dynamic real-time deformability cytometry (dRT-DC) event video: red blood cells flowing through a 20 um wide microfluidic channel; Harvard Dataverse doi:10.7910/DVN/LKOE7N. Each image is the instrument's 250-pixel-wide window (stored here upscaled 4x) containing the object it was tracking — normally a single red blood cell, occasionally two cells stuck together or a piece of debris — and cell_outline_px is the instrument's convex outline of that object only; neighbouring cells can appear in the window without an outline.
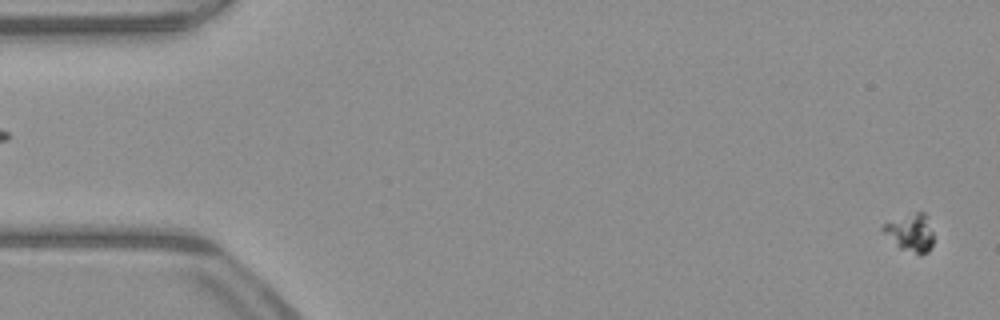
{"species": "common noctule bat (a hibernating species)", "species_latin": "Nyctalus noctula", "temperature_condition": "warm", "stored_images_in_passage": 54, "camera_frame_rate_fps": 3000, "um_per_image_px": 0.085, "animal": {"sex": "male", "body_mass_g": 23.1, "forearm_length_mm": 52.7}, "frame": {"image": 1, "passage_image": 2, "time_ms": 0.333, "image_size_px": [1000, 320], "cell_outline_px": [[932, 244], [928, 252], [920, 256], [900, 248], [880, 228], [884, 224], [916, 212], [924, 212], [928, 216], [932, 232]], "centroid_in_image_um": [77.43, 19.8], "position_along_channel_um": 7.6, "area_um2": 10.81}}
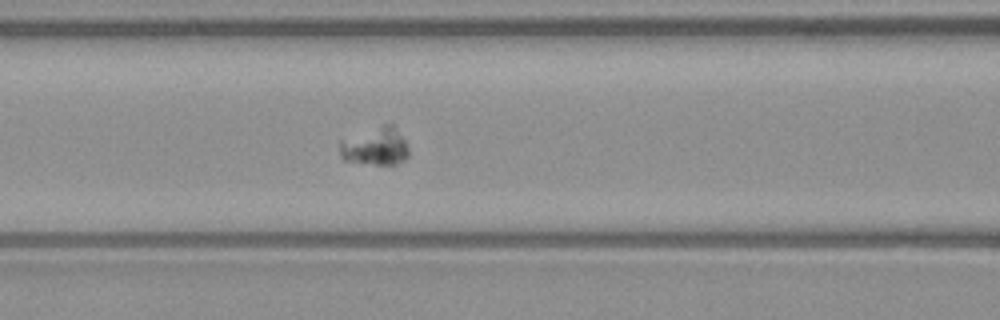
{"frame": {"image": 2, "passage_image": 23, "time_ms": 7.333, "image_size_px": [1000, 320], "cell_outline_px": [[408, 156], [404, 160], [396, 164], [376, 164], [344, 160], [340, 156], [340, 140], [384, 124], [392, 124], [404, 140], [408, 148]], "centroid_in_image_um": [31.89, 12.45], "position_along_channel_um": 134.7, "area_um2": 14.91}}
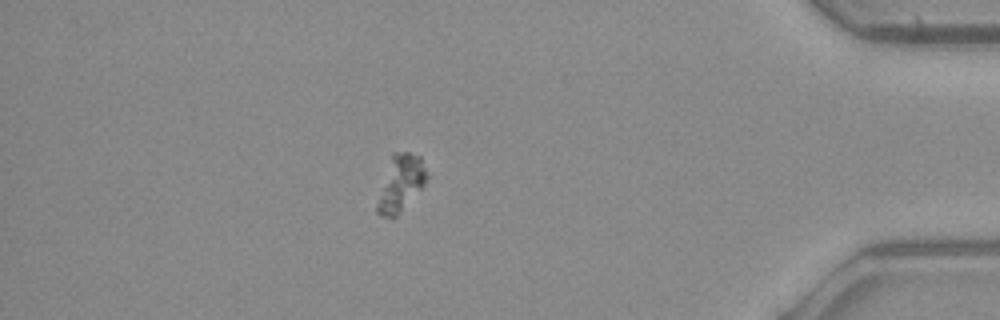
{"frame": {"image": 3, "passage_image": 47, "time_ms": 15.333, "image_size_px": [1000, 320], "cell_outline_px": [[428, 176], [424, 184], [400, 212], [396, 216], [380, 216], [376, 212], [376, 208], [392, 152], [408, 152], [420, 156]], "centroid_in_image_um": [34.07, 15.55], "position_along_channel_um": 401.1, "area_um2": 15.55}}